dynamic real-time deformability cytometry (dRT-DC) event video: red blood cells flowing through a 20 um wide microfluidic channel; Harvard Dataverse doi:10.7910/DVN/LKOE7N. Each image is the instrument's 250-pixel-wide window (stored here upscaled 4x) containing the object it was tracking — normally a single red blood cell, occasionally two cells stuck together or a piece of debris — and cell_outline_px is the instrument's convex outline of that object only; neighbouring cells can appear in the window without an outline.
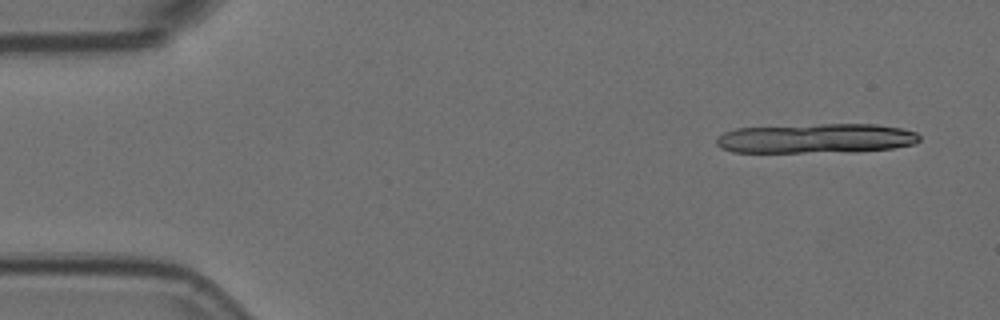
{"species": "Egyptian fruit bat (a non-hibernating species)", "species_latin": "Rousettus aegyptiacus", "temperature_condition": "room temperature", "stored_images_in_passage": 9, "camera_frame_rate_fps": 3000, "um_per_image_px": 0.085, "animal": {"sex": "female"}, "frame": {"image": 1, "passage_image": 1, "time_ms": 0.0, "image_size_px": [1000, 320], "cell_outline_px": [[920, 140], [916, 144], [892, 148], [856, 152], [732, 152], [720, 148], [716, 144], [716, 136], [724, 132], [736, 128], [820, 124], [876, 124], [900, 128], [916, 132], [920, 136]], "centroid_in_image_um": [69.37, 11.77], "position_along_channel_um": 15.6, "area_um2": 35.43}}
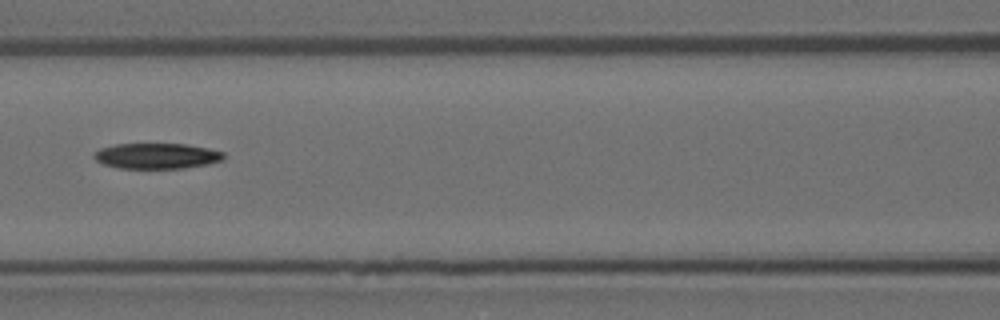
{"frame": {"image": 2, "passage_image": 7, "time_ms": 2.0, "image_size_px": [1000, 320], "cell_outline_px": [[224, 160], [208, 164], [184, 168], [116, 168], [104, 164], [96, 160], [92, 156], [100, 148], [116, 144], [184, 144], [208, 148], [224, 152]], "centroid_in_image_um": [13.33, 13.26], "position_along_channel_um": 153.3, "area_um2": 19.31}}
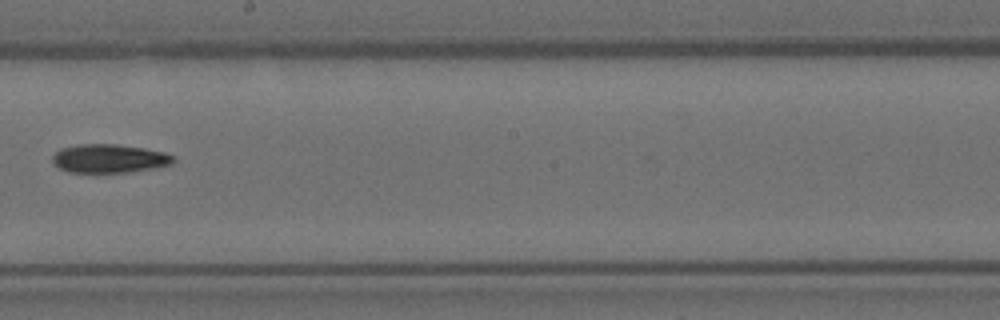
{"frame": {"image": 3, "passage_image": 9, "time_ms": 2.667, "image_size_px": [1000, 320], "cell_outline_px": [[176, 160], [172, 164], [156, 168], [128, 172], [68, 172], [52, 164], [52, 156], [60, 148], [80, 144], [116, 144], [144, 148], [164, 152], [172, 156]], "centroid_in_image_um": [9.28, 13.47], "position_along_channel_um": 238.9, "area_um2": 20.23}}